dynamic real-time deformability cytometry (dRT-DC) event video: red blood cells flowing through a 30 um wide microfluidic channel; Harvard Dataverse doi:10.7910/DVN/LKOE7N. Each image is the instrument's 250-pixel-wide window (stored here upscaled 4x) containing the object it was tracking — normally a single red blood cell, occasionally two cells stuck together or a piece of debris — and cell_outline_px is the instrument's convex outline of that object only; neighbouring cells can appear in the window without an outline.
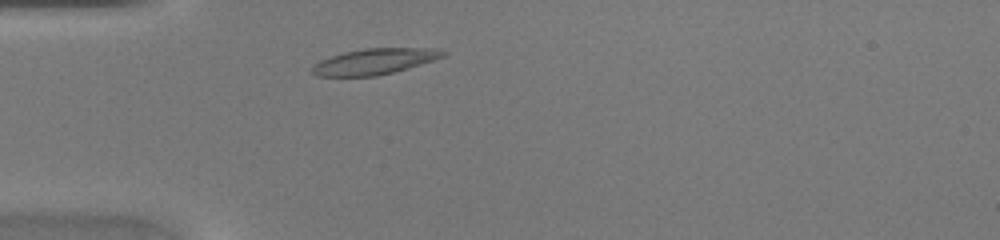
{"species": "common noctule bat (a hibernating species)", "species_latin": "Nyctalus noctula", "temperature_condition": "warm", "stored_images_in_passage": 36, "camera_frame_rate_fps": 3000, "um_per_image_px": 0.085, "animal": {"sex": "female", "body_mass_g": 20.0, "forearm_length_mm": 54.0}, "frame": {"image": 1, "passage_image": 4, "time_ms": 1.0, "image_size_px": [1000, 240], "cell_outline_px": [[448, 52], [444, 56], [408, 68], [376, 76], [316, 76], [308, 72], [320, 60], [344, 52], [364, 48], [436, 48]], "centroid_in_image_um": [31.81, 5.22], "position_along_channel_um": 53.2, "area_um2": 19.59}}
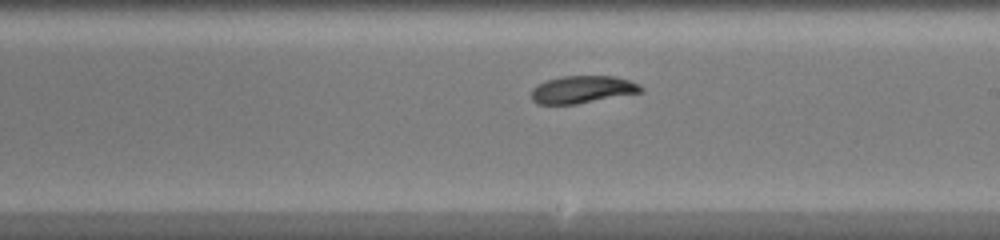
{"frame": {"image": 2, "passage_image": 17, "time_ms": 5.333, "image_size_px": [1000, 240], "cell_outline_px": [[644, 92], [576, 104], [536, 104], [532, 100], [532, 88], [536, 84], [548, 80], [564, 76], [612, 76], [628, 80], [640, 84], [644, 88]], "centroid_in_image_um": [49.52, 7.61], "position_along_channel_um": 239.5, "area_um2": 17.57}}
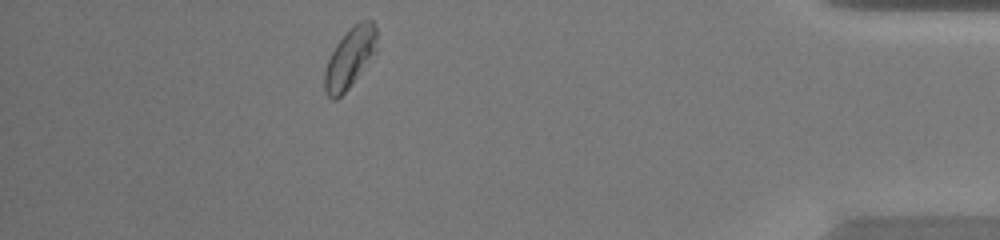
{"frame": {"image": 3, "passage_image": 31, "time_ms": 10.0, "image_size_px": [1000, 240], "cell_outline_px": [[376, 52], [348, 88], [336, 100], [332, 100], [324, 92], [324, 72], [328, 60], [336, 44], [360, 20], [372, 20], [376, 24]], "centroid_in_image_um": [29.73, 4.94], "position_along_channel_um": 405.5, "area_um2": 17.92}}